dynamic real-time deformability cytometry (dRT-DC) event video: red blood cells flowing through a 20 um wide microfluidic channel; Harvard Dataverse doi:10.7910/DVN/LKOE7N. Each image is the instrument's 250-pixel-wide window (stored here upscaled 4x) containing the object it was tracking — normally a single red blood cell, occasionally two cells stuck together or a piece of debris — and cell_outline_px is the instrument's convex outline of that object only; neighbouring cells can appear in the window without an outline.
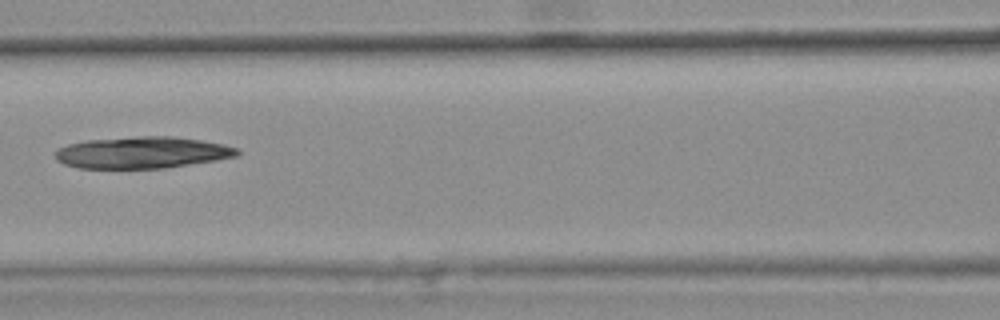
{"species": "common noctule bat (a hibernating species)", "species_latin": "Nyctalus noctula", "temperature_condition": "warm", "stored_images_in_passage": 9, "camera_frame_rate_fps": 3000, "um_per_image_px": 0.085, "animal": {"sex": "female", "body_mass_g": 25.1}, "frame": {"image": 1, "passage_image": 7, "time_ms": 2.0, "image_size_px": [1000, 320], "cell_outline_px": [[240, 152], [236, 156], [216, 160], [164, 168], [76, 168], [64, 164], [56, 160], [56, 152], [60, 148], [68, 144], [88, 140], [140, 136], [172, 136], [200, 140], [224, 144], [236, 148]], "centroid_in_image_um": [12.08, 12.97], "position_along_channel_um": 154.5, "area_um2": 33.35}}